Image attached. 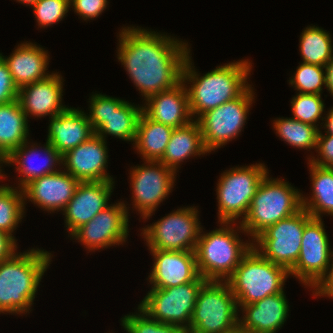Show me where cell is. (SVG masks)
<instances>
[{"label": "cell", "mask_w": 333, "mask_h": 333, "mask_svg": "<svg viewBox=\"0 0 333 333\" xmlns=\"http://www.w3.org/2000/svg\"><path fill=\"white\" fill-rule=\"evenodd\" d=\"M120 31L117 58L144 100L182 81L188 43L138 26Z\"/></svg>", "instance_id": "1"}, {"label": "cell", "mask_w": 333, "mask_h": 333, "mask_svg": "<svg viewBox=\"0 0 333 333\" xmlns=\"http://www.w3.org/2000/svg\"><path fill=\"white\" fill-rule=\"evenodd\" d=\"M189 55L190 52L184 62L182 82L188 92L192 118L195 116L197 120V116L199 118L206 111L240 97L251 86L247 82L252 68L248 59L218 66L199 77ZM186 82L192 83L191 87Z\"/></svg>", "instance_id": "2"}, {"label": "cell", "mask_w": 333, "mask_h": 333, "mask_svg": "<svg viewBox=\"0 0 333 333\" xmlns=\"http://www.w3.org/2000/svg\"><path fill=\"white\" fill-rule=\"evenodd\" d=\"M51 253L31 249L0 262V313H29Z\"/></svg>", "instance_id": "3"}, {"label": "cell", "mask_w": 333, "mask_h": 333, "mask_svg": "<svg viewBox=\"0 0 333 333\" xmlns=\"http://www.w3.org/2000/svg\"><path fill=\"white\" fill-rule=\"evenodd\" d=\"M219 224L221 228L205 234L201 228L195 249L198 272L207 281H227L253 247V240L252 243L241 241L234 224Z\"/></svg>", "instance_id": "4"}, {"label": "cell", "mask_w": 333, "mask_h": 333, "mask_svg": "<svg viewBox=\"0 0 333 333\" xmlns=\"http://www.w3.org/2000/svg\"><path fill=\"white\" fill-rule=\"evenodd\" d=\"M302 209V193L282 179L261 181L245 218L237 230H242L254 240L268 226L288 218Z\"/></svg>", "instance_id": "5"}, {"label": "cell", "mask_w": 333, "mask_h": 333, "mask_svg": "<svg viewBox=\"0 0 333 333\" xmlns=\"http://www.w3.org/2000/svg\"><path fill=\"white\" fill-rule=\"evenodd\" d=\"M289 272L264 258L253 247L227 280L237 305H248L283 292Z\"/></svg>", "instance_id": "6"}, {"label": "cell", "mask_w": 333, "mask_h": 333, "mask_svg": "<svg viewBox=\"0 0 333 333\" xmlns=\"http://www.w3.org/2000/svg\"><path fill=\"white\" fill-rule=\"evenodd\" d=\"M237 300L227 281H206L200 288L188 333H235L239 330Z\"/></svg>", "instance_id": "7"}, {"label": "cell", "mask_w": 333, "mask_h": 333, "mask_svg": "<svg viewBox=\"0 0 333 333\" xmlns=\"http://www.w3.org/2000/svg\"><path fill=\"white\" fill-rule=\"evenodd\" d=\"M268 169L261 163L244 167H233L223 172L217 184L218 220L234 223L245 218L252 198L268 174ZM244 215V216H243Z\"/></svg>", "instance_id": "8"}, {"label": "cell", "mask_w": 333, "mask_h": 333, "mask_svg": "<svg viewBox=\"0 0 333 333\" xmlns=\"http://www.w3.org/2000/svg\"><path fill=\"white\" fill-rule=\"evenodd\" d=\"M207 280L199 276L195 281L170 288H152L138 307L151 319L165 324H174L185 331L202 285Z\"/></svg>", "instance_id": "9"}, {"label": "cell", "mask_w": 333, "mask_h": 333, "mask_svg": "<svg viewBox=\"0 0 333 333\" xmlns=\"http://www.w3.org/2000/svg\"><path fill=\"white\" fill-rule=\"evenodd\" d=\"M311 218L302 208L296 214L268 226L254 239L253 248L289 272L299 258L304 227Z\"/></svg>", "instance_id": "10"}, {"label": "cell", "mask_w": 333, "mask_h": 333, "mask_svg": "<svg viewBox=\"0 0 333 333\" xmlns=\"http://www.w3.org/2000/svg\"><path fill=\"white\" fill-rule=\"evenodd\" d=\"M196 207H184L142 228L150 250L195 251L199 239L200 221Z\"/></svg>", "instance_id": "11"}, {"label": "cell", "mask_w": 333, "mask_h": 333, "mask_svg": "<svg viewBox=\"0 0 333 333\" xmlns=\"http://www.w3.org/2000/svg\"><path fill=\"white\" fill-rule=\"evenodd\" d=\"M253 100V87L250 86L240 97L208 110L197 118L205 148L209 152L225 146L240 134Z\"/></svg>", "instance_id": "12"}, {"label": "cell", "mask_w": 333, "mask_h": 333, "mask_svg": "<svg viewBox=\"0 0 333 333\" xmlns=\"http://www.w3.org/2000/svg\"><path fill=\"white\" fill-rule=\"evenodd\" d=\"M90 100L87 117L96 135L106 139L108 134L134 143L142 105L135 106L125 100L98 93L92 95Z\"/></svg>", "instance_id": "13"}, {"label": "cell", "mask_w": 333, "mask_h": 333, "mask_svg": "<svg viewBox=\"0 0 333 333\" xmlns=\"http://www.w3.org/2000/svg\"><path fill=\"white\" fill-rule=\"evenodd\" d=\"M333 258L322 218L312 217L304 227L299 258L289 275L313 288L326 274Z\"/></svg>", "instance_id": "14"}, {"label": "cell", "mask_w": 333, "mask_h": 333, "mask_svg": "<svg viewBox=\"0 0 333 333\" xmlns=\"http://www.w3.org/2000/svg\"><path fill=\"white\" fill-rule=\"evenodd\" d=\"M147 165H145V164ZM130 171L133 207L143 219H149L171 192L176 172L159 161H145Z\"/></svg>", "instance_id": "15"}, {"label": "cell", "mask_w": 333, "mask_h": 333, "mask_svg": "<svg viewBox=\"0 0 333 333\" xmlns=\"http://www.w3.org/2000/svg\"><path fill=\"white\" fill-rule=\"evenodd\" d=\"M127 208L121 201L109 205L88 223L77 228L71 237L79 240L89 251L121 245L127 241L129 233Z\"/></svg>", "instance_id": "16"}, {"label": "cell", "mask_w": 333, "mask_h": 333, "mask_svg": "<svg viewBox=\"0 0 333 333\" xmlns=\"http://www.w3.org/2000/svg\"><path fill=\"white\" fill-rule=\"evenodd\" d=\"M106 144L105 139L93 134L62 156L64 171L80 182L113 181L105 169L108 166Z\"/></svg>", "instance_id": "17"}, {"label": "cell", "mask_w": 333, "mask_h": 333, "mask_svg": "<svg viewBox=\"0 0 333 333\" xmlns=\"http://www.w3.org/2000/svg\"><path fill=\"white\" fill-rule=\"evenodd\" d=\"M113 188L114 181L80 182L72 199L62 211L70 236L109 206Z\"/></svg>", "instance_id": "18"}, {"label": "cell", "mask_w": 333, "mask_h": 333, "mask_svg": "<svg viewBox=\"0 0 333 333\" xmlns=\"http://www.w3.org/2000/svg\"><path fill=\"white\" fill-rule=\"evenodd\" d=\"M154 264L149 277L152 288H170L195 281L199 276L195 251L150 250Z\"/></svg>", "instance_id": "19"}, {"label": "cell", "mask_w": 333, "mask_h": 333, "mask_svg": "<svg viewBox=\"0 0 333 333\" xmlns=\"http://www.w3.org/2000/svg\"><path fill=\"white\" fill-rule=\"evenodd\" d=\"M80 181L66 171H57L39 177L23 189L24 201L34 202L43 211L64 210L72 199Z\"/></svg>", "instance_id": "20"}, {"label": "cell", "mask_w": 333, "mask_h": 333, "mask_svg": "<svg viewBox=\"0 0 333 333\" xmlns=\"http://www.w3.org/2000/svg\"><path fill=\"white\" fill-rule=\"evenodd\" d=\"M57 73L19 88L18 101L26 118L29 115L39 118L50 115L51 118L68 109L61 103L63 78Z\"/></svg>", "instance_id": "21"}, {"label": "cell", "mask_w": 333, "mask_h": 333, "mask_svg": "<svg viewBox=\"0 0 333 333\" xmlns=\"http://www.w3.org/2000/svg\"><path fill=\"white\" fill-rule=\"evenodd\" d=\"M238 307L245 313L239 319V331L243 333H276L286 321L289 311L284 291Z\"/></svg>", "instance_id": "22"}, {"label": "cell", "mask_w": 333, "mask_h": 333, "mask_svg": "<svg viewBox=\"0 0 333 333\" xmlns=\"http://www.w3.org/2000/svg\"><path fill=\"white\" fill-rule=\"evenodd\" d=\"M142 112L151 120L173 128H179L195 120L192 118L188 92L184 82L154 94L146 99Z\"/></svg>", "instance_id": "23"}, {"label": "cell", "mask_w": 333, "mask_h": 333, "mask_svg": "<svg viewBox=\"0 0 333 333\" xmlns=\"http://www.w3.org/2000/svg\"><path fill=\"white\" fill-rule=\"evenodd\" d=\"M49 119L46 141L62 156L95 134L86 113L79 109L70 107Z\"/></svg>", "instance_id": "24"}, {"label": "cell", "mask_w": 333, "mask_h": 333, "mask_svg": "<svg viewBox=\"0 0 333 333\" xmlns=\"http://www.w3.org/2000/svg\"><path fill=\"white\" fill-rule=\"evenodd\" d=\"M0 56L6 62L14 84L19 88L47 78L49 55L35 43L24 42L17 46L9 57Z\"/></svg>", "instance_id": "25"}, {"label": "cell", "mask_w": 333, "mask_h": 333, "mask_svg": "<svg viewBox=\"0 0 333 333\" xmlns=\"http://www.w3.org/2000/svg\"><path fill=\"white\" fill-rule=\"evenodd\" d=\"M28 140L25 141L22 145H20L18 148L14 149L5 159L4 164H15L16 165V171L18 173H21L20 178L19 177V186L22 190L27 184L31 183L33 180L38 179L39 177L45 176L47 174H51L57 171L55 165L59 166L62 164V155L55 149V147L50 144L48 141H46V144L43 147V150L41 152H44L45 155V163H41L40 165L33 166L31 164V159L33 157L39 156L38 148L35 144L28 145ZM35 145V146H34ZM30 147V148H29ZM44 159V158H43ZM34 160V159H32ZM55 169V170H54Z\"/></svg>", "instance_id": "26"}, {"label": "cell", "mask_w": 333, "mask_h": 333, "mask_svg": "<svg viewBox=\"0 0 333 333\" xmlns=\"http://www.w3.org/2000/svg\"><path fill=\"white\" fill-rule=\"evenodd\" d=\"M206 153L209 151L205 148L201 127L197 120H193L185 126L174 128L159 162L177 172L178 166L185 159Z\"/></svg>", "instance_id": "27"}, {"label": "cell", "mask_w": 333, "mask_h": 333, "mask_svg": "<svg viewBox=\"0 0 333 333\" xmlns=\"http://www.w3.org/2000/svg\"><path fill=\"white\" fill-rule=\"evenodd\" d=\"M28 118L17 100L0 104V156L4 159L27 141Z\"/></svg>", "instance_id": "28"}, {"label": "cell", "mask_w": 333, "mask_h": 333, "mask_svg": "<svg viewBox=\"0 0 333 333\" xmlns=\"http://www.w3.org/2000/svg\"><path fill=\"white\" fill-rule=\"evenodd\" d=\"M173 130V127L155 122L142 112L137 124L134 148L145 161H159Z\"/></svg>", "instance_id": "29"}, {"label": "cell", "mask_w": 333, "mask_h": 333, "mask_svg": "<svg viewBox=\"0 0 333 333\" xmlns=\"http://www.w3.org/2000/svg\"><path fill=\"white\" fill-rule=\"evenodd\" d=\"M312 181V197L302 195V208L312 217L322 218L321 214L333 216V167L317 166L309 161Z\"/></svg>", "instance_id": "30"}, {"label": "cell", "mask_w": 333, "mask_h": 333, "mask_svg": "<svg viewBox=\"0 0 333 333\" xmlns=\"http://www.w3.org/2000/svg\"><path fill=\"white\" fill-rule=\"evenodd\" d=\"M330 33L317 26H308L300 35L299 50L303 63L325 66L333 57Z\"/></svg>", "instance_id": "31"}, {"label": "cell", "mask_w": 333, "mask_h": 333, "mask_svg": "<svg viewBox=\"0 0 333 333\" xmlns=\"http://www.w3.org/2000/svg\"><path fill=\"white\" fill-rule=\"evenodd\" d=\"M273 128L278 136L289 145L300 149H316L319 128L303 123L294 118H278L273 120Z\"/></svg>", "instance_id": "32"}, {"label": "cell", "mask_w": 333, "mask_h": 333, "mask_svg": "<svg viewBox=\"0 0 333 333\" xmlns=\"http://www.w3.org/2000/svg\"><path fill=\"white\" fill-rule=\"evenodd\" d=\"M24 204V195L20 188L0 185V230L13 235L12 232L24 217Z\"/></svg>", "instance_id": "33"}, {"label": "cell", "mask_w": 333, "mask_h": 333, "mask_svg": "<svg viewBox=\"0 0 333 333\" xmlns=\"http://www.w3.org/2000/svg\"><path fill=\"white\" fill-rule=\"evenodd\" d=\"M325 67L315 64L301 63L289 81L298 93L321 94L322 85H326Z\"/></svg>", "instance_id": "34"}, {"label": "cell", "mask_w": 333, "mask_h": 333, "mask_svg": "<svg viewBox=\"0 0 333 333\" xmlns=\"http://www.w3.org/2000/svg\"><path fill=\"white\" fill-rule=\"evenodd\" d=\"M291 107L294 119L303 123L316 125L325 112V105L321 94L298 93L291 100Z\"/></svg>", "instance_id": "35"}, {"label": "cell", "mask_w": 333, "mask_h": 333, "mask_svg": "<svg viewBox=\"0 0 333 333\" xmlns=\"http://www.w3.org/2000/svg\"><path fill=\"white\" fill-rule=\"evenodd\" d=\"M138 313L127 314L121 319V324L127 333H186L178 325L165 324L151 319L139 307Z\"/></svg>", "instance_id": "36"}, {"label": "cell", "mask_w": 333, "mask_h": 333, "mask_svg": "<svg viewBox=\"0 0 333 333\" xmlns=\"http://www.w3.org/2000/svg\"><path fill=\"white\" fill-rule=\"evenodd\" d=\"M38 26L45 28L63 19L70 9V0H38L33 6Z\"/></svg>", "instance_id": "37"}, {"label": "cell", "mask_w": 333, "mask_h": 333, "mask_svg": "<svg viewBox=\"0 0 333 333\" xmlns=\"http://www.w3.org/2000/svg\"><path fill=\"white\" fill-rule=\"evenodd\" d=\"M18 87L14 84L6 62L0 56V104L18 99Z\"/></svg>", "instance_id": "38"}, {"label": "cell", "mask_w": 333, "mask_h": 333, "mask_svg": "<svg viewBox=\"0 0 333 333\" xmlns=\"http://www.w3.org/2000/svg\"><path fill=\"white\" fill-rule=\"evenodd\" d=\"M316 151L318 158H308L311 163L321 167H333V135H323L319 130ZM320 156V158H319Z\"/></svg>", "instance_id": "39"}, {"label": "cell", "mask_w": 333, "mask_h": 333, "mask_svg": "<svg viewBox=\"0 0 333 333\" xmlns=\"http://www.w3.org/2000/svg\"><path fill=\"white\" fill-rule=\"evenodd\" d=\"M108 3L107 0H70V6L83 20L97 18Z\"/></svg>", "instance_id": "40"}, {"label": "cell", "mask_w": 333, "mask_h": 333, "mask_svg": "<svg viewBox=\"0 0 333 333\" xmlns=\"http://www.w3.org/2000/svg\"><path fill=\"white\" fill-rule=\"evenodd\" d=\"M333 259V258H332ZM329 265L326 274L319 280V282L312 288L314 296H327L333 298V261Z\"/></svg>", "instance_id": "41"}, {"label": "cell", "mask_w": 333, "mask_h": 333, "mask_svg": "<svg viewBox=\"0 0 333 333\" xmlns=\"http://www.w3.org/2000/svg\"><path fill=\"white\" fill-rule=\"evenodd\" d=\"M16 239L14 236L0 230V262L10 258L17 250Z\"/></svg>", "instance_id": "42"}, {"label": "cell", "mask_w": 333, "mask_h": 333, "mask_svg": "<svg viewBox=\"0 0 333 333\" xmlns=\"http://www.w3.org/2000/svg\"><path fill=\"white\" fill-rule=\"evenodd\" d=\"M325 67V79L326 87L329 93L333 96V57L332 59L324 66Z\"/></svg>", "instance_id": "43"}, {"label": "cell", "mask_w": 333, "mask_h": 333, "mask_svg": "<svg viewBox=\"0 0 333 333\" xmlns=\"http://www.w3.org/2000/svg\"><path fill=\"white\" fill-rule=\"evenodd\" d=\"M326 115H327L326 117H324V118L322 117V121L325 119L324 125H323V123H321V124L327 130V131H325L327 134L333 135V107H332V109H330L328 111V113Z\"/></svg>", "instance_id": "44"}, {"label": "cell", "mask_w": 333, "mask_h": 333, "mask_svg": "<svg viewBox=\"0 0 333 333\" xmlns=\"http://www.w3.org/2000/svg\"><path fill=\"white\" fill-rule=\"evenodd\" d=\"M16 1L21 4H26L32 7L38 0H16Z\"/></svg>", "instance_id": "45"}, {"label": "cell", "mask_w": 333, "mask_h": 333, "mask_svg": "<svg viewBox=\"0 0 333 333\" xmlns=\"http://www.w3.org/2000/svg\"><path fill=\"white\" fill-rule=\"evenodd\" d=\"M2 163H4V158L0 156V164H2ZM1 166H2V165H0V180H1L2 178H5V176L2 174Z\"/></svg>", "instance_id": "46"}]
</instances>
